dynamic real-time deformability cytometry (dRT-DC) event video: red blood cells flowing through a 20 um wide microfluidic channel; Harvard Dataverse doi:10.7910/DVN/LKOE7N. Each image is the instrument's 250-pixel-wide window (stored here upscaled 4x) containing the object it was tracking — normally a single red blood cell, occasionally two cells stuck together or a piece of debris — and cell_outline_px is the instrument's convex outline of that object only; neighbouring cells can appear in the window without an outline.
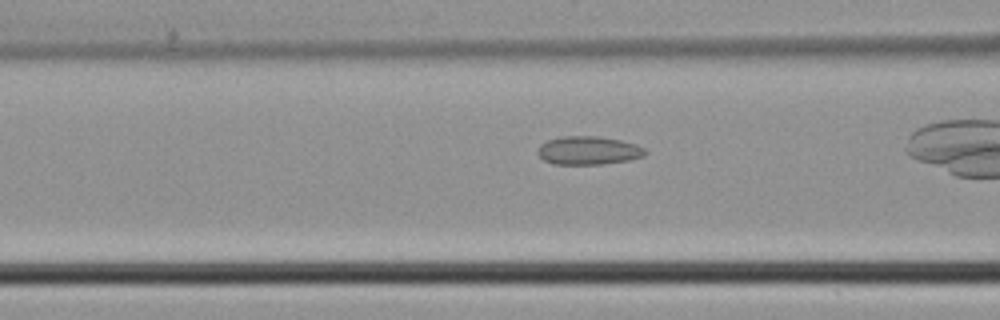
{"species": "common noctule bat (a hibernating species)", "species_latin": "Nyctalus noctula", "temperature_condition": "cold", "stored_images_in_passage": 30, "camera_frame_rate_fps": 3000, "um_per_image_px": 0.085, "animal": {"sex": "male", "body_mass_g": 21.5, "forearm_length_mm": 52.0}, "frame": {"image": 1, "passage_image": 13, "time_ms": 4.0, "image_size_px": [1000, 320], "cell_outline_px": [[648, 152], [644, 156], [628, 160], [600, 164], [552, 164], [544, 160], [536, 152], [540, 144], [548, 140], [560, 136], [600, 136], [620, 140], [636, 144], [644, 148]], "centroid_in_image_um": [50.0, 12.78], "position_along_channel_um": 116.6, "area_um2": 17.86}}